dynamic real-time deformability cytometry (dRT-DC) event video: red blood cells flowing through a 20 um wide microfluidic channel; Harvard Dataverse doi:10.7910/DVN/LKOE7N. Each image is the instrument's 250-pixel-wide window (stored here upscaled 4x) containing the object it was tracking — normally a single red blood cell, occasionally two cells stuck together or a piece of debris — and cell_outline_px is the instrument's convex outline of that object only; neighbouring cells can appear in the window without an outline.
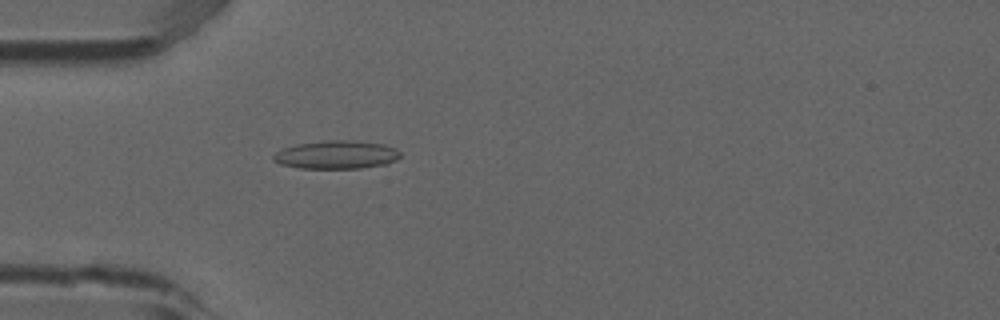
{"species": "common noctule bat (a hibernating species)", "species_latin": "Nyctalus noctula", "temperature_condition": "room temperature", "stored_images_in_passage": 3, "camera_frame_rate_fps": 3000, "um_per_image_px": 0.085, "animal": {"sex": "male", "forearm_length_mm": 52.5}, "frame": {"image": 1, "passage_image": 3, "time_ms": 0.667, "image_size_px": [1000, 320], "cell_outline_px": [[400, 156], [396, 160], [388, 164], [360, 168], [300, 168], [280, 164], [272, 160], [272, 156], [276, 152], [284, 148], [296, 144], [324, 140], [352, 140], [384, 144], [396, 148], [400, 152]], "centroid_in_image_um": [28.6, 13.15], "position_along_channel_um": 56.4, "area_um2": 21.04}}